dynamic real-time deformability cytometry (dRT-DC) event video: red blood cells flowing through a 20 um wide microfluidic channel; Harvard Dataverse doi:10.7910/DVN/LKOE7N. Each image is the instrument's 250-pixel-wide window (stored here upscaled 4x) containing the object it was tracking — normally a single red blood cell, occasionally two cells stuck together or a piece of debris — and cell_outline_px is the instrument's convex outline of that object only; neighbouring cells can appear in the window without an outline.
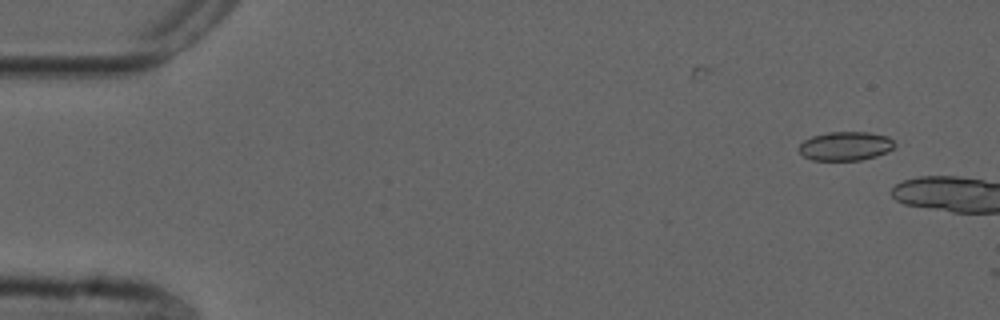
{"species": "common noctule bat (a hibernating species)", "species_latin": "Nyctalus noctula", "temperature_condition": "cold", "stored_images_in_passage": 5, "camera_frame_rate_fps": 3000, "um_per_image_px": 0.085, "animal": {"sex": "male", "forearm_length_mm": 52.5}, "frame": {"image": 1, "passage_image": 4, "time_ms": 1.0, "image_size_px": [1000, 320], "cell_outline_px": [[896, 144], [892, 148], [876, 156], [860, 160], [812, 160], [804, 156], [796, 148], [804, 140], [812, 136], [828, 132], [868, 132], [888, 136]], "centroid_in_image_um": [71.83, 12.41], "position_along_channel_um": 13.2, "area_um2": 16.07}}